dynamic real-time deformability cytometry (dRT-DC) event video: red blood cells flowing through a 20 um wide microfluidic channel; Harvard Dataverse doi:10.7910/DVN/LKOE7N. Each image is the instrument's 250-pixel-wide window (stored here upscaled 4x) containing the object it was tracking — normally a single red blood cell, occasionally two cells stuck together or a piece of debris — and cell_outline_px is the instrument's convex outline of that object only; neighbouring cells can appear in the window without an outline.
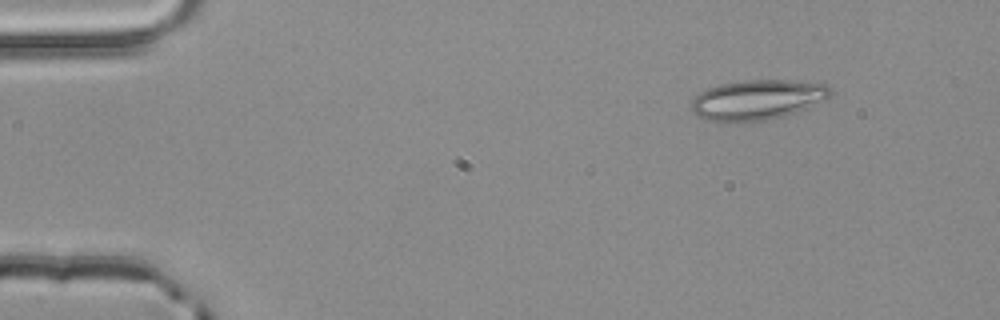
{"species": "common noctule bat (a hibernating species)", "species_latin": "Nyctalus noctula", "temperature_condition": "room temperature", "stored_images_in_passage": 3, "camera_frame_rate_fps": 3000, "um_per_image_px": 0.085, "animal": {"sex": "male", "body_mass_g": 20.4}, "frame": {"image": 1, "passage_image": 1, "time_ms": 0.0, "image_size_px": [1000, 320], "cell_outline_px": [[832, 92], [828, 96], [796, 112], [784, 116], [768, 120], [728, 124], [708, 120], [696, 116], [692, 112], [692, 100], [700, 92], [708, 88], [720, 84], [744, 80], [788, 80], [824, 84], [832, 88]], "centroid_in_image_um": [64.29, 8.51], "position_along_channel_um": 20.7, "area_um2": 32.54}}